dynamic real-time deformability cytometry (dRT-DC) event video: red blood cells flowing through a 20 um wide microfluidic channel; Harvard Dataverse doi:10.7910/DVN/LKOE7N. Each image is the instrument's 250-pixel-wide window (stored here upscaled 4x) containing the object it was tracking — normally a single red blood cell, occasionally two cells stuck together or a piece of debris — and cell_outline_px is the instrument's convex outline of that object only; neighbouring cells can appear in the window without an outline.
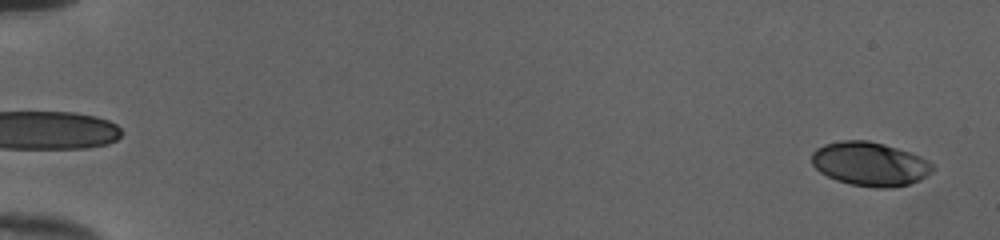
{"species": "human", "species_latin": "Homo sapiens", "temperature_condition": "cold", "stored_images_in_passage": 52, "camera_frame_rate_fps": 3000, "um_per_image_px": 0.085, "donor": {"sex": "female"}, "frame": {"image": 1, "passage_image": 2, "time_ms": 0.333, "image_size_px": [1000, 240], "cell_outline_px": [[936, 168], [932, 172], [920, 180], [908, 184], [888, 188], [876, 188], [852, 184], [836, 180], [820, 172], [812, 164], [812, 152], [816, 148], [824, 144], [840, 140], [868, 140], [884, 144], [920, 156], [928, 160]], "centroid_in_image_um": [73.94, 13.93], "position_along_channel_um": 11.1, "area_um2": 30.92}}
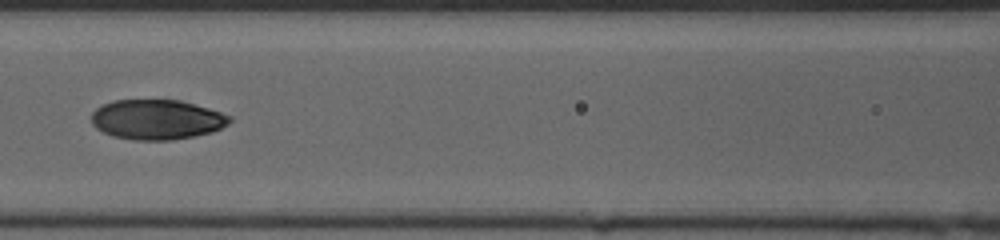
{"frame": {"image": 2, "passage_image": 26, "time_ms": 8.333, "image_size_px": [1000, 240], "cell_outline_px": [[232, 120], [228, 124], [212, 132], [196, 136], [172, 140], [132, 140], [112, 136], [96, 128], [92, 124], [92, 112], [96, 108], [112, 100], [176, 100], [208, 108], [232, 116]], "centroid_in_image_um": [13.32, 10.17], "position_along_channel_um": 153.3, "area_um2": 32.14}}
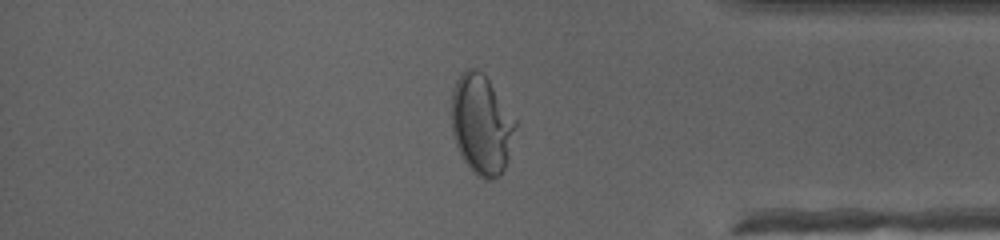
{"frame": {"image": 3, "passage_image": 45, "time_ms": 14.667, "image_size_px": [1000, 240], "cell_outline_px": [[516, 124], [508, 156], [504, 168], [500, 176], [492, 180], [484, 180], [476, 176], [472, 172], [464, 160], [456, 144], [452, 132], [452, 88], [460, 72], [464, 68], [476, 68], [484, 72], [516, 120]], "centroid_in_image_um": [40.91, 10.55], "position_along_channel_um": 394.3, "area_um2": 37.34}, "authors_computed_cell_mechanics": {"area_um2": 31.8767, "velocity_mm_per_s": 4.035, "shape_relaxation_time_tau1_ms": 7.5256, "shape_relaxation_time_tau2_ms": 1.0463, "deformation_change_tau1": 0.2318, "deformation_change_tau2": 0.0439}}